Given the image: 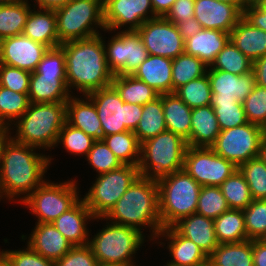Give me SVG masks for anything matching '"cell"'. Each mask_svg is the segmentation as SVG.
Instances as JSON below:
<instances>
[{"label": "cell", "instance_id": "1", "mask_svg": "<svg viewBox=\"0 0 266 266\" xmlns=\"http://www.w3.org/2000/svg\"><path fill=\"white\" fill-rule=\"evenodd\" d=\"M36 149L37 147L16 142L12 136L5 141L0 176V199L5 197L9 201H15L14 198L20 197L18 201L21 203L45 181L44 174L53 158L43 153H35Z\"/></svg>", "mask_w": 266, "mask_h": 266}, {"label": "cell", "instance_id": "2", "mask_svg": "<svg viewBox=\"0 0 266 266\" xmlns=\"http://www.w3.org/2000/svg\"><path fill=\"white\" fill-rule=\"evenodd\" d=\"M100 35L60 45L65 55L69 92L75 88L84 96L111 85L114 75L108 68L104 38Z\"/></svg>", "mask_w": 266, "mask_h": 266}, {"label": "cell", "instance_id": "3", "mask_svg": "<svg viewBox=\"0 0 266 266\" xmlns=\"http://www.w3.org/2000/svg\"><path fill=\"white\" fill-rule=\"evenodd\" d=\"M97 219H111L112 223L137 229L141 233L142 228L149 227L152 230L150 239L156 240L162 229L157 180L140 176L109 212Z\"/></svg>", "mask_w": 266, "mask_h": 266}, {"label": "cell", "instance_id": "4", "mask_svg": "<svg viewBox=\"0 0 266 266\" xmlns=\"http://www.w3.org/2000/svg\"><path fill=\"white\" fill-rule=\"evenodd\" d=\"M66 118V102L30 103L27 111L15 121L16 134L12 138L38 149L56 147Z\"/></svg>", "mask_w": 266, "mask_h": 266}, {"label": "cell", "instance_id": "5", "mask_svg": "<svg viewBox=\"0 0 266 266\" xmlns=\"http://www.w3.org/2000/svg\"><path fill=\"white\" fill-rule=\"evenodd\" d=\"M157 185L162 228L196 213L202 186L184 169L158 178Z\"/></svg>", "mask_w": 266, "mask_h": 266}, {"label": "cell", "instance_id": "6", "mask_svg": "<svg viewBox=\"0 0 266 266\" xmlns=\"http://www.w3.org/2000/svg\"><path fill=\"white\" fill-rule=\"evenodd\" d=\"M187 148L186 140L168 130L144 141L140 148V175L157 180L182 170Z\"/></svg>", "mask_w": 266, "mask_h": 266}, {"label": "cell", "instance_id": "7", "mask_svg": "<svg viewBox=\"0 0 266 266\" xmlns=\"http://www.w3.org/2000/svg\"><path fill=\"white\" fill-rule=\"evenodd\" d=\"M106 224L88 244L99 266H137L132 257L144 243V233L112 222Z\"/></svg>", "mask_w": 266, "mask_h": 266}, {"label": "cell", "instance_id": "8", "mask_svg": "<svg viewBox=\"0 0 266 266\" xmlns=\"http://www.w3.org/2000/svg\"><path fill=\"white\" fill-rule=\"evenodd\" d=\"M54 11L60 45L98 35L97 28L106 32L99 0H71Z\"/></svg>", "mask_w": 266, "mask_h": 266}, {"label": "cell", "instance_id": "9", "mask_svg": "<svg viewBox=\"0 0 266 266\" xmlns=\"http://www.w3.org/2000/svg\"><path fill=\"white\" fill-rule=\"evenodd\" d=\"M94 104L102 126V138L125 131H135L142 116L143 106L124 103L110 85L86 95Z\"/></svg>", "mask_w": 266, "mask_h": 266}, {"label": "cell", "instance_id": "10", "mask_svg": "<svg viewBox=\"0 0 266 266\" xmlns=\"http://www.w3.org/2000/svg\"><path fill=\"white\" fill-rule=\"evenodd\" d=\"M76 182L75 179L59 184L44 181L21 203L38 218L36 223H52L81 199Z\"/></svg>", "mask_w": 266, "mask_h": 266}, {"label": "cell", "instance_id": "11", "mask_svg": "<svg viewBox=\"0 0 266 266\" xmlns=\"http://www.w3.org/2000/svg\"><path fill=\"white\" fill-rule=\"evenodd\" d=\"M97 176L82 199L95 217H104L141 175L138 166L122 165Z\"/></svg>", "mask_w": 266, "mask_h": 266}, {"label": "cell", "instance_id": "12", "mask_svg": "<svg viewBox=\"0 0 266 266\" xmlns=\"http://www.w3.org/2000/svg\"><path fill=\"white\" fill-rule=\"evenodd\" d=\"M266 130L250 122L220 131L210 147L217 155L233 162L237 167L259 157L260 145Z\"/></svg>", "mask_w": 266, "mask_h": 266}, {"label": "cell", "instance_id": "13", "mask_svg": "<svg viewBox=\"0 0 266 266\" xmlns=\"http://www.w3.org/2000/svg\"><path fill=\"white\" fill-rule=\"evenodd\" d=\"M104 48L107 65L113 75H133L149 56L136 30L117 32L107 45L104 40Z\"/></svg>", "mask_w": 266, "mask_h": 266}, {"label": "cell", "instance_id": "14", "mask_svg": "<svg viewBox=\"0 0 266 266\" xmlns=\"http://www.w3.org/2000/svg\"><path fill=\"white\" fill-rule=\"evenodd\" d=\"M183 169L201 186H220L238 167L208 147H190Z\"/></svg>", "mask_w": 266, "mask_h": 266}, {"label": "cell", "instance_id": "15", "mask_svg": "<svg viewBox=\"0 0 266 266\" xmlns=\"http://www.w3.org/2000/svg\"><path fill=\"white\" fill-rule=\"evenodd\" d=\"M136 31L149 55L174 59L184 53V39L177 25L164 17L148 20Z\"/></svg>", "mask_w": 266, "mask_h": 266}, {"label": "cell", "instance_id": "16", "mask_svg": "<svg viewBox=\"0 0 266 266\" xmlns=\"http://www.w3.org/2000/svg\"><path fill=\"white\" fill-rule=\"evenodd\" d=\"M207 75L212 91L211 104L242 103L256 85L255 74L235 75L211 66Z\"/></svg>", "mask_w": 266, "mask_h": 266}, {"label": "cell", "instance_id": "17", "mask_svg": "<svg viewBox=\"0 0 266 266\" xmlns=\"http://www.w3.org/2000/svg\"><path fill=\"white\" fill-rule=\"evenodd\" d=\"M154 18L157 16L154 14L151 0H115L104 9L107 32L126 25L127 31L137 30L144 22Z\"/></svg>", "mask_w": 266, "mask_h": 266}, {"label": "cell", "instance_id": "18", "mask_svg": "<svg viewBox=\"0 0 266 266\" xmlns=\"http://www.w3.org/2000/svg\"><path fill=\"white\" fill-rule=\"evenodd\" d=\"M48 47L24 34L0 41V64L35 72Z\"/></svg>", "mask_w": 266, "mask_h": 266}, {"label": "cell", "instance_id": "19", "mask_svg": "<svg viewBox=\"0 0 266 266\" xmlns=\"http://www.w3.org/2000/svg\"><path fill=\"white\" fill-rule=\"evenodd\" d=\"M194 17L203 29L229 33L243 17V12L228 2L219 0H195Z\"/></svg>", "mask_w": 266, "mask_h": 266}, {"label": "cell", "instance_id": "20", "mask_svg": "<svg viewBox=\"0 0 266 266\" xmlns=\"http://www.w3.org/2000/svg\"><path fill=\"white\" fill-rule=\"evenodd\" d=\"M96 219L81 198L72 208L62 213L52 224L73 245L89 244L87 220Z\"/></svg>", "mask_w": 266, "mask_h": 266}, {"label": "cell", "instance_id": "21", "mask_svg": "<svg viewBox=\"0 0 266 266\" xmlns=\"http://www.w3.org/2000/svg\"><path fill=\"white\" fill-rule=\"evenodd\" d=\"M30 235L27 244L39 255L54 262L73 247L52 223H36Z\"/></svg>", "mask_w": 266, "mask_h": 266}, {"label": "cell", "instance_id": "22", "mask_svg": "<svg viewBox=\"0 0 266 266\" xmlns=\"http://www.w3.org/2000/svg\"><path fill=\"white\" fill-rule=\"evenodd\" d=\"M159 237L169 240L167 248L171 254V266H203L208 256L190 239L182 236L173 226L162 228L158 233Z\"/></svg>", "mask_w": 266, "mask_h": 266}, {"label": "cell", "instance_id": "23", "mask_svg": "<svg viewBox=\"0 0 266 266\" xmlns=\"http://www.w3.org/2000/svg\"><path fill=\"white\" fill-rule=\"evenodd\" d=\"M173 227L185 238L190 239L209 256L219 245L214 229V220L193 213L181 218Z\"/></svg>", "mask_w": 266, "mask_h": 266}, {"label": "cell", "instance_id": "24", "mask_svg": "<svg viewBox=\"0 0 266 266\" xmlns=\"http://www.w3.org/2000/svg\"><path fill=\"white\" fill-rule=\"evenodd\" d=\"M230 40V34L220 30L202 29L184 41V52L199 58L207 67Z\"/></svg>", "mask_w": 266, "mask_h": 266}, {"label": "cell", "instance_id": "25", "mask_svg": "<svg viewBox=\"0 0 266 266\" xmlns=\"http://www.w3.org/2000/svg\"><path fill=\"white\" fill-rule=\"evenodd\" d=\"M71 95L67 89L66 76L39 75L31 72L28 91L30 103L67 102Z\"/></svg>", "mask_w": 266, "mask_h": 266}, {"label": "cell", "instance_id": "26", "mask_svg": "<svg viewBox=\"0 0 266 266\" xmlns=\"http://www.w3.org/2000/svg\"><path fill=\"white\" fill-rule=\"evenodd\" d=\"M84 97L86 101L74 95L69 97L66 102V121L95 140H102V126L97 110L93 102L86 95Z\"/></svg>", "mask_w": 266, "mask_h": 266}, {"label": "cell", "instance_id": "27", "mask_svg": "<svg viewBox=\"0 0 266 266\" xmlns=\"http://www.w3.org/2000/svg\"><path fill=\"white\" fill-rule=\"evenodd\" d=\"M133 76L160 95L172 93V59L149 55Z\"/></svg>", "mask_w": 266, "mask_h": 266}, {"label": "cell", "instance_id": "28", "mask_svg": "<svg viewBox=\"0 0 266 266\" xmlns=\"http://www.w3.org/2000/svg\"><path fill=\"white\" fill-rule=\"evenodd\" d=\"M30 10L23 34L28 38L47 46L49 49L60 46L57 36L56 15L54 10Z\"/></svg>", "mask_w": 266, "mask_h": 266}, {"label": "cell", "instance_id": "29", "mask_svg": "<svg viewBox=\"0 0 266 266\" xmlns=\"http://www.w3.org/2000/svg\"><path fill=\"white\" fill-rule=\"evenodd\" d=\"M218 120L210 105L192 109L191 132L187 144L190 147L210 148L220 133Z\"/></svg>", "mask_w": 266, "mask_h": 266}, {"label": "cell", "instance_id": "30", "mask_svg": "<svg viewBox=\"0 0 266 266\" xmlns=\"http://www.w3.org/2000/svg\"><path fill=\"white\" fill-rule=\"evenodd\" d=\"M230 40L253 62L266 55V31L252 26L243 17L230 32Z\"/></svg>", "mask_w": 266, "mask_h": 266}, {"label": "cell", "instance_id": "31", "mask_svg": "<svg viewBox=\"0 0 266 266\" xmlns=\"http://www.w3.org/2000/svg\"><path fill=\"white\" fill-rule=\"evenodd\" d=\"M162 106L166 129L187 141L191 132L192 109L174 92L162 94Z\"/></svg>", "mask_w": 266, "mask_h": 266}, {"label": "cell", "instance_id": "32", "mask_svg": "<svg viewBox=\"0 0 266 266\" xmlns=\"http://www.w3.org/2000/svg\"><path fill=\"white\" fill-rule=\"evenodd\" d=\"M208 261L214 266H254L252 240L219 244Z\"/></svg>", "mask_w": 266, "mask_h": 266}, {"label": "cell", "instance_id": "33", "mask_svg": "<svg viewBox=\"0 0 266 266\" xmlns=\"http://www.w3.org/2000/svg\"><path fill=\"white\" fill-rule=\"evenodd\" d=\"M111 85L119 93L124 103L145 105L158 98L154 89L133 75H114Z\"/></svg>", "mask_w": 266, "mask_h": 266}, {"label": "cell", "instance_id": "34", "mask_svg": "<svg viewBox=\"0 0 266 266\" xmlns=\"http://www.w3.org/2000/svg\"><path fill=\"white\" fill-rule=\"evenodd\" d=\"M28 0H17L0 5V41L23 34L31 10Z\"/></svg>", "mask_w": 266, "mask_h": 266}, {"label": "cell", "instance_id": "35", "mask_svg": "<svg viewBox=\"0 0 266 266\" xmlns=\"http://www.w3.org/2000/svg\"><path fill=\"white\" fill-rule=\"evenodd\" d=\"M214 229L219 244L247 240L243 210L229 209L214 220Z\"/></svg>", "mask_w": 266, "mask_h": 266}, {"label": "cell", "instance_id": "36", "mask_svg": "<svg viewBox=\"0 0 266 266\" xmlns=\"http://www.w3.org/2000/svg\"><path fill=\"white\" fill-rule=\"evenodd\" d=\"M166 130L162 95H160L155 100L143 105L142 116L134 133L141 144Z\"/></svg>", "mask_w": 266, "mask_h": 266}, {"label": "cell", "instance_id": "37", "mask_svg": "<svg viewBox=\"0 0 266 266\" xmlns=\"http://www.w3.org/2000/svg\"><path fill=\"white\" fill-rule=\"evenodd\" d=\"M102 140L123 165H139L141 144L133 131L107 135Z\"/></svg>", "mask_w": 266, "mask_h": 266}, {"label": "cell", "instance_id": "38", "mask_svg": "<svg viewBox=\"0 0 266 266\" xmlns=\"http://www.w3.org/2000/svg\"><path fill=\"white\" fill-rule=\"evenodd\" d=\"M207 69L202 60L185 52L172 59V93L188 82L206 75Z\"/></svg>", "mask_w": 266, "mask_h": 266}, {"label": "cell", "instance_id": "39", "mask_svg": "<svg viewBox=\"0 0 266 266\" xmlns=\"http://www.w3.org/2000/svg\"><path fill=\"white\" fill-rule=\"evenodd\" d=\"M29 104L28 94L0 86V129L12 130L11 124L27 111Z\"/></svg>", "mask_w": 266, "mask_h": 266}, {"label": "cell", "instance_id": "40", "mask_svg": "<svg viewBox=\"0 0 266 266\" xmlns=\"http://www.w3.org/2000/svg\"><path fill=\"white\" fill-rule=\"evenodd\" d=\"M211 67L215 70H222L235 75H245L252 71L253 61L229 40L217 54L216 60Z\"/></svg>", "mask_w": 266, "mask_h": 266}, {"label": "cell", "instance_id": "41", "mask_svg": "<svg viewBox=\"0 0 266 266\" xmlns=\"http://www.w3.org/2000/svg\"><path fill=\"white\" fill-rule=\"evenodd\" d=\"M219 187L230 209H246L253 201L249 186L238 169Z\"/></svg>", "mask_w": 266, "mask_h": 266}, {"label": "cell", "instance_id": "42", "mask_svg": "<svg viewBox=\"0 0 266 266\" xmlns=\"http://www.w3.org/2000/svg\"><path fill=\"white\" fill-rule=\"evenodd\" d=\"M174 93L191 109L212 103V91L207 74L181 86Z\"/></svg>", "mask_w": 266, "mask_h": 266}, {"label": "cell", "instance_id": "43", "mask_svg": "<svg viewBox=\"0 0 266 266\" xmlns=\"http://www.w3.org/2000/svg\"><path fill=\"white\" fill-rule=\"evenodd\" d=\"M245 178L253 199H266V164L256 157L238 166Z\"/></svg>", "mask_w": 266, "mask_h": 266}, {"label": "cell", "instance_id": "44", "mask_svg": "<svg viewBox=\"0 0 266 266\" xmlns=\"http://www.w3.org/2000/svg\"><path fill=\"white\" fill-rule=\"evenodd\" d=\"M226 198L219 186H202L196 213L215 220L222 213L229 210Z\"/></svg>", "mask_w": 266, "mask_h": 266}, {"label": "cell", "instance_id": "45", "mask_svg": "<svg viewBox=\"0 0 266 266\" xmlns=\"http://www.w3.org/2000/svg\"><path fill=\"white\" fill-rule=\"evenodd\" d=\"M248 240H263L266 237V199H253L243 209Z\"/></svg>", "mask_w": 266, "mask_h": 266}, {"label": "cell", "instance_id": "46", "mask_svg": "<svg viewBox=\"0 0 266 266\" xmlns=\"http://www.w3.org/2000/svg\"><path fill=\"white\" fill-rule=\"evenodd\" d=\"M96 140L86 135L81 129L70 125L67 121L59 132L58 143H62L71 155L87 156Z\"/></svg>", "mask_w": 266, "mask_h": 266}, {"label": "cell", "instance_id": "47", "mask_svg": "<svg viewBox=\"0 0 266 266\" xmlns=\"http://www.w3.org/2000/svg\"><path fill=\"white\" fill-rule=\"evenodd\" d=\"M242 104L248 122L266 130V88L256 84Z\"/></svg>", "mask_w": 266, "mask_h": 266}, {"label": "cell", "instance_id": "48", "mask_svg": "<svg viewBox=\"0 0 266 266\" xmlns=\"http://www.w3.org/2000/svg\"><path fill=\"white\" fill-rule=\"evenodd\" d=\"M86 157L89 165L99 174L110 172L123 165L103 140H96Z\"/></svg>", "mask_w": 266, "mask_h": 266}, {"label": "cell", "instance_id": "49", "mask_svg": "<svg viewBox=\"0 0 266 266\" xmlns=\"http://www.w3.org/2000/svg\"><path fill=\"white\" fill-rule=\"evenodd\" d=\"M221 131L248 123L242 103L211 104Z\"/></svg>", "mask_w": 266, "mask_h": 266}, {"label": "cell", "instance_id": "50", "mask_svg": "<svg viewBox=\"0 0 266 266\" xmlns=\"http://www.w3.org/2000/svg\"><path fill=\"white\" fill-rule=\"evenodd\" d=\"M31 72L0 64V86L16 93L28 94Z\"/></svg>", "mask_w": 266, "mask_h": 266}, {"label": "cell", "instance_id": "51", "mask_svg": "<svg viewBox=\"0 0 266 266\" xmlns=\"http://www.w3.org/2000/svg\"><path fill=\"white\" fill-rule=\"evenodd\" d=\"M39 75L66 76V63L63 49L59 46L48 49L35 71Z\"/></svg>", "mask_w": 266, "mask_h": 266}, {"label": "cell", "instance_id": "52", "mask_svg": "<svg viewBox=\"0 0 266 266\" xmlns=\"http://www.w3.org/2000/svg\"><path fill=\"white\" fill-rule=\"evenodd\" d=\"M54 263L55 266H99L89 245L73 246L69 252Z\"/></svg>", "mask_w": 266, "mask_h": 266}, {"label": "cell", "instance_id": "53", "mask_svg": "<svg viewBox=\"0 0 266 266\" xmlns=\"http://www.w3.org/2000/svg\"><path fill=\"white\" fill-rule=\"evenodd\" d=\"M2 252L13 266H55L54 261L39 255L28 244L26 250H2Z\"/></svg>", "mask_w": 266, "mask_h": 266}, {"label": "cell", "instance_id": "54", "mask_svg": "<svg viewBox=\"0 0 266 266\" xmlns=\"http://www.w3.org/2000/svg\"><path fill=\"white\" fill-rule=\"evenodd\" d=\"M194 5L195 0H176L164 18L174 24L188 20L194 17Z\"/></svg>", "mask_w": 266, "mask_h": 266}, {"label": "cell", "instance_id": "55", "mask_svg": "<svg viewBox=\"0 0 266 266\" xmlns=\"http://www.w3.org/2000/svg\"><path fill=\"white\" fill-rule=\"evenodd\" d=\"M243 18L252 26L266 31V1L247 5L243 10Z\"/></svg>", "mask_w": 266, "mask_h": 266}, {"label": "cell", "instance_id": "56", "mask_svg": "<svg viewBox=\"0 0 266 266\" xmlns=\"http://www.w3.org/2000/svg\"><path fill=\"white\" fill-rule=\"evenodd\" d=\"M176 25L184 41L194 36L197 32L203 29L200 23L195 19V17H192L185 21L178 22Z\"/></svg>", "mask_w": 266, "mask_h": 266}, {"label": "cell", "instance_id": "57", "mask_svg": "<svg viewBox=\"0 0 266 266\" xmlns=\"http://www.w3.org/2000/svg\"><path fill=\"white\" fill-rule=\"evenodd\" d=\"M254 266H266V241L252 240Z\"/></svg>", "mask_w": 266, "mask_h": 266}, {"label": "cell", "instance_id": "58", "mask_svg": "<svg viewBox=\"0 0 266 266\" xmlns=\"http://www.w3.org/2000/svg\"><path fill=\"white\" fill-rule=\"evenodd\" d=\"M252 71L255 74L256 84L266 88V55L253 62Z\"/></svg>", "mask_w": 266, "mask_h": 266}, {"label": "cell", "instance_id": "59", "mask_svg": "<svg viewBox=\"0 0 266 266\" xmlns=\"http://www.w3.org/2000/svg\"><path fill=\"white\" fill-rule=\"evenodd\" d=\"M175 1L176 0H151L154 14L157 17H164Z\"/></svg>", "mask_w": 266, "mask_h": 266}, {"label": "cell", "instance_id": "60", "mask_svg": "<svg viewBox=\"0 0 266 266\" xmlns=\"http://www.w3.org/2000/svg\"><path fill=\"white\" fill-rule=\"evenodd\" d=\"M39 9L55 10L71 0H34Z\"/></svg>", "mask_w": 266, "mask_h": 266}, {"label": "cell", "instance_id": "61", "mask_svg": "<svg viewBox=\"0 0 266 266\" xmlns=\"http://www.w3.org/2000/svg\"><path fill=\"white\" fill-rule=\"evenodd\" d=\"M10 136H11L10 130L0 129V176L2 170L4 143Z\"/></svg>", "mask_w": 266, "mask_h": 266}, {"label": "cell", "instance_id": "62", "mask_svg": "<svg viewBox=\"0 0 266 266\" xmlns=\"http://www.w3.org/2000/svg\"><path fill=\"white\" fill-rule=\"evenodd\" d=\"M259 157L265 162L266 164V135L264 136L261 145H260V152Z\"/></svg>", "mask_w": 266, "mask_h": 266}, {"label": "cell", "instance_id": "63", "mask_svg": "<svg viewBox=\"0 0 266 266\" xmlns=\"http://www.w3.org/2000/svg\"><path fill=\"white\" fill-rule=\"evenodd\" d=\"M219 1L228 2L233 5H236L242 12L244 8L247 6L244 0H219Z\"/></svg>", "mask_w": 266, "mask_h": 266}, {"label": "cell", "instance_id": "64", "mask_svg": "<svg viewBox=\"0 0 266 266\" xmlns=\"http://www.w3.org/2000/svg\"><path fill=\"white\" fill-rule=\"evenodd\" d=\"M0 266H13L8 257L0 251Z\"/></svg>", "mask_w": 266, "mask_h": 266}, {"label": "cell", "instance_id": "65", "mask_svg": "<svg viewBox=\"0 0 266 266\" xmlns=\"http://www.w3.org/2000/svg\"><path fill=\"white\" fill-rule=\"evenodd\" d=\"M113 1H115V0H99V3L101 5L102 9L104 10Z\"/></svg>", "mask_w": 266, "mask_h": 266}, {"label": "cell", "instance_id": "66", "mask_svg": "<svg viewBox=\"0 0 266 266\" xmlns=\"http://www.w3.org/2000/svg\"><path fill=\"white\" fill-rule=\"evenodd\" d=\"M247 5L262 3L264 0H244Z\"/></svg>", "mask_w": 266, "mask_h": 266}, {"label": "cell", "instance_id": "67", "mask_svg": "<svg viewBox=\"0 0 266 266\" xmlns=\"http://www.w3.org/2000/svg\"><path fill=\"white\" fill-rule=\"evenodd\" d=\"M15 1H17V0H0V5L8 4L11 2H15Z\"/></svg>", "mask_w": 266, "mask_h": 266}, {"label": "cell", "instance_id": "68", "mask_svg": "<svg viewBox=\"0 0 266 266\" xmlns=\"http://www.w3.org/2000/svg\"><path fill=\"white\" fill-rule=\"evenodd\" d=\"M203 266H214V265L211 264V263L207 260Z\"/></svg>", "mask_w": 266, "mask_h": 266}]
</instances>
